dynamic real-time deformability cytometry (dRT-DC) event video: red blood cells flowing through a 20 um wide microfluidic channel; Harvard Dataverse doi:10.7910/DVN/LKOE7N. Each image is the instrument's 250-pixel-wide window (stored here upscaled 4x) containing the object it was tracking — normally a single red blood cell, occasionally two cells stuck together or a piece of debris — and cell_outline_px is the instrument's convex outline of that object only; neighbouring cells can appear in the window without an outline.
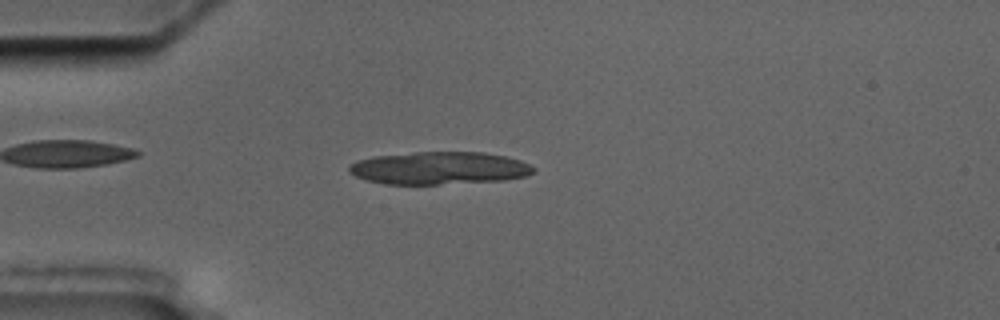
{"species": "common noctule bat (a hibernating species)", "species_latin": "Nyctalus noctula", "temperature_condition": "cold", "stored_images_in_passage": 5, "segment_of_instrument_passage": [1, 2], "camera_frame_rate_fps": 3000, "um_per_image_px": 0.085, "animal": {"sex": "male", "body_mass_g": 17.5, "forearm_length_mm": 52.3}, "frame": {"image": 1, "passage_image": 4, "time_ms": 3.333, "image_size_px": [1000, 320], "cell_outline_px": [[536, 172], [528, 176], [504, 180], [440, 184], [384, 184], [368, 180], [356, 176], [348, 172], [348, 164], [356, 160], [372, 156], [416, 152], [484, 152], [504, 156], [520, 160], [536, 168]], "centroid_in_image_um": [37.33, 14.28], "position_along_channel_um": 47.7, "area_um2": 35.32}}